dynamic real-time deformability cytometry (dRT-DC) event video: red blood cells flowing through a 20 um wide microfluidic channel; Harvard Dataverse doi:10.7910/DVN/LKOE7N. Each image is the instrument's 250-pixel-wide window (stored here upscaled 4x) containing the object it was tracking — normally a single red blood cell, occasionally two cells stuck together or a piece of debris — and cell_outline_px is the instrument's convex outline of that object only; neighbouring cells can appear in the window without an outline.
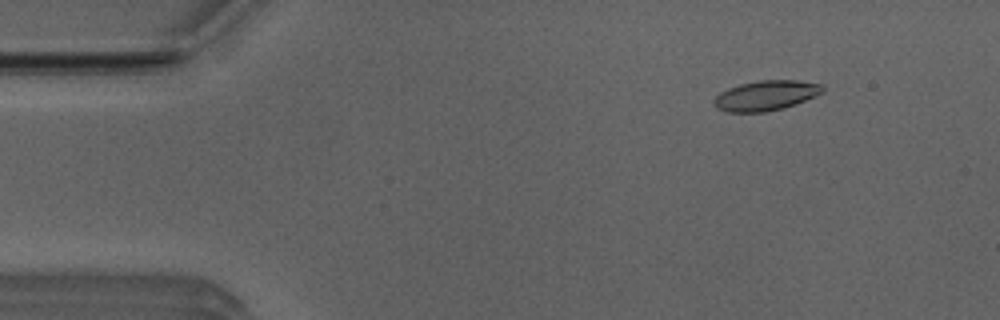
{"species": "Egyptian fruit bat (a non-hibernating species)", "species_latin": "Rousettus aegyptiacus", "temperature_condition": "room temperature", "stored_images_in_passage": 51, "camera_frame_rate_fps": 3000, "um_per_image_px": 0.085, "animal": {"sex": "male"}, "frame": {"image": 1, "passage_image": 6, "time_ms": 1.667, "image_size_px": [1000, 320], "cell_outline_px": [[824, 88], [820, 92], [804, 100], [784, 108], [764, 112], [728, 112], [716, 108], [712, 100], [720, 92], [728, 88], [740, 84], [760, 80], [796, 80], [820, 84]], "centroid_in_image_um": [65.02, 8.12], "position_along_channel_um": 20.0, "area_um2": 18.73}}
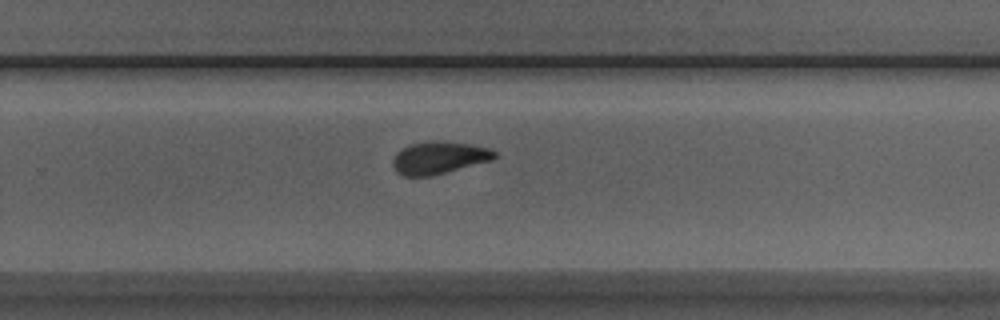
{"frame": {"image": 2, "passage_image": 33, "time_ms": 10.667, "image_size_px": [1000, 320], "cell_outline_px": [[496, 156], [492, 160], [432, 176], [404, 176], [396, 172], [392, 164], [392, 160], [396, 152], [412, 144], [432, 140], [436, 140], [468, 144], [488, 148], [496, 152]], "centroid_in_image_um": [37.29, 13.41], "position_along_channel_um": 292.5, "area_um2": 19.13}}
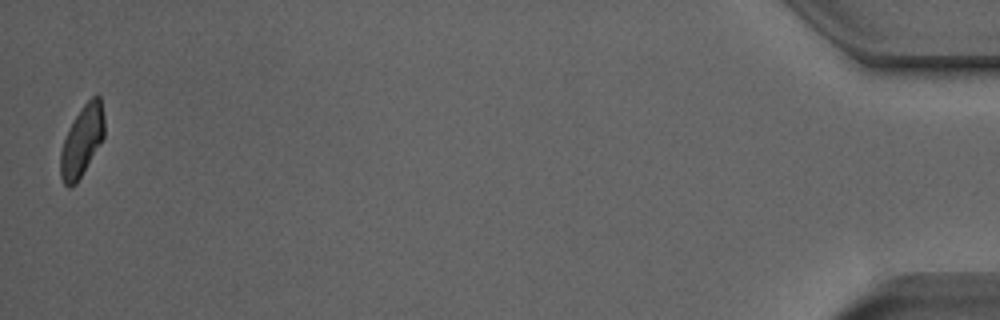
{"frame": {"image": 3, "passage_image": 51, "time_ms": 16.667, "image_size_px": [1000, 320], "cell_outline_px": [[104, 136], [76, 184], [68, 188], [64, 184], [60, 176], [60, 152], [64, 140], [76, 116], [84, 104], [92, 96], [100, 96], [104, 116]], "centroid_in_image_um": [6.96, 12.0], "position_along_channel_um": 428.2, "area_um2": 17.63}, "authors_computed_cell_mechanics": {"area_um2": 19.1318, "velocity_mm_per_s": 3.9348, "shape_relaxation_time_tau1_ms": 4.9212, "shape_relaxation_time_tau2_ms": 1.6851, "deformation_change_tau1": 0.1357, "deformation_change_tau2": 0.066}}